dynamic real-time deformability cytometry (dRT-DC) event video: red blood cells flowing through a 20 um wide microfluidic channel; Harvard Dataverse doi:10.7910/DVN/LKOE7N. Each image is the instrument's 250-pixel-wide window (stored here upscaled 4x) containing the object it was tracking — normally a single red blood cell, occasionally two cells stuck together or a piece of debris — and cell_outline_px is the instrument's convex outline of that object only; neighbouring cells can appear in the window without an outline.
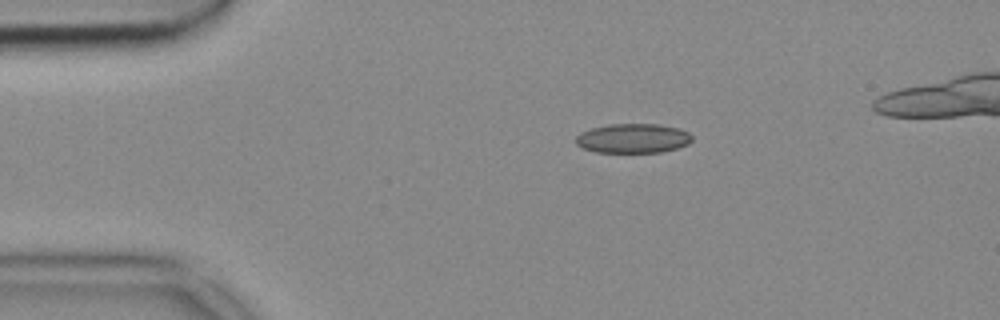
{"species": "common noctule bat (a hibernating species)", "species_latin": "Nyctalus noctula", "temperature_condition": "cold", "stored_images_in_passage": 41, "camera_frame_rate_fps": 3000, "um_per_image_px": 0.085, "animal": {"sex": "female", "body_mass_g": 18.4}, "frame": {"image": 1, "passage_image": 1, "time_ms": 0.0, "image_size_px": [1000, 320], "cell_outline_px": [[692, 140], [688, 144], [676, 148], [660, 152], [596, 152], [584, 148], [576, 144], [576, 136], [580, 132], [592, 128], [608, 124], [660, 124], [680, 128], [688, 132], [692, 136]], "centroid_in_image_um": [53.81, 11.75], "position_along_channel_um": 31.2, "area_um2": 19.94}}
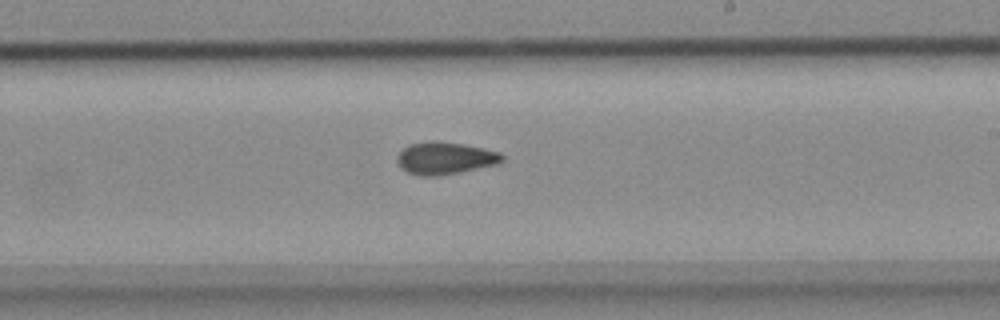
{"frame": {"image": 2, "passage_image": 22, "time_ms": 7.0, "image_size_px": [1000, 320], "cell_outline_px": [[504, 160], [500, 164], [440, 176], [420, 176], [408, 172], [400, 168], [396, 160], [396, 156], [404, 148], [412, 144], [432, 140], [464, 144], [484, 148], [500, 152], [504, 156]], "centroid_in_image_um": [37.85, 13.45], "position_along_channel_um": 251.1, "area_um2": 20.0}}
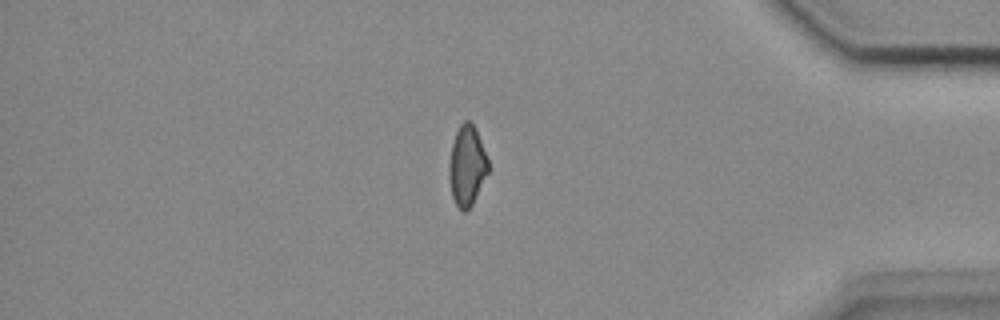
{"frame": {"image": 3, "passage_image": 36, "time_ms": 11.667, "image_size_px": [1000, 320], "cell_outline_px": [[488, 172], [472, 204], [464, 212], [460, 212], [452, 196], [448, 176], [448, 164], [452, 144], [456, 132], [460, 124], [464, 120], [468, 120], [476, 128], [488, 160]], "centroid_in_image_um": [39.67, 14.08], "position_along_channel_um": 395.5, "area_um2": 18.26}}